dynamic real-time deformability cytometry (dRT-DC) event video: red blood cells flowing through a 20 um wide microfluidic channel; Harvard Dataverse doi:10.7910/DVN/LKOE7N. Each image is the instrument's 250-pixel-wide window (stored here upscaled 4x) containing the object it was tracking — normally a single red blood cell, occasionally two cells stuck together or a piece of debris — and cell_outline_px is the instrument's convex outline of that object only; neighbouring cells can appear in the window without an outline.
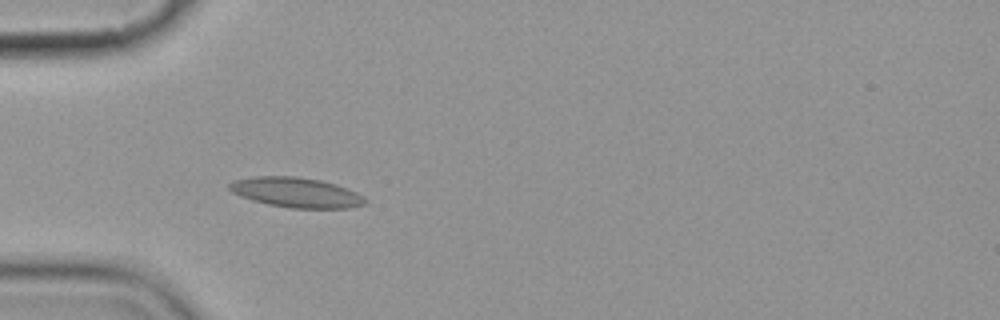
{"species": "common noctule bat (a hibernating species)", "species_latin": "Nyctalus noctula", "temperature_condition": "cold", "stored_images_in_passage": 6, "camera_frame_rate_fps": 3000, "um_per_image_px": 0.085, "animal": {"sex": "female", "body_mass_g": 19.9}, "frame": {"image": 1, "passage_image": 5, "time_ms": 4.667, "image_size_px": [1000, 320], "cell_outline_px": [[368, 200], [364, 204], [348, 208], [288, 208], [268, 204], [252, 200], [240, 196], [232, 192], [228, 188], [228, 184], [236, 180], [252, 176], [296, 176], [320, 180], [336, 184], [356, 192], [364, 196]], "centroid_in_image_um": [25.17, 16.36], "position_along_channel_um": 59.8, "area_um2": 23.76}}
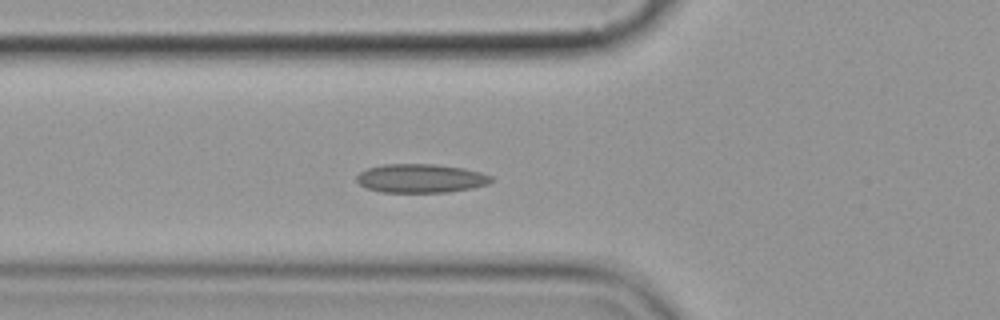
{"frame": {"image": 2, "passage_image": 6, "time_ms": 5.667, "image_size_px": [1000, 320], "cell_outline_px": [[492, 180], [488, 184], [472, 188], [448, 192], [380, 192], [368, 188], [360, 184], [356, 180], [356, 176], [360, 172], [368, 168], [384, 164], [432, 164], [464, 168], [480, 172], [492, 176]], "centroid_in_image_um": [35.76, 15.16], "position_along_channel_um": 90.0, "area_um2": 22.48}}